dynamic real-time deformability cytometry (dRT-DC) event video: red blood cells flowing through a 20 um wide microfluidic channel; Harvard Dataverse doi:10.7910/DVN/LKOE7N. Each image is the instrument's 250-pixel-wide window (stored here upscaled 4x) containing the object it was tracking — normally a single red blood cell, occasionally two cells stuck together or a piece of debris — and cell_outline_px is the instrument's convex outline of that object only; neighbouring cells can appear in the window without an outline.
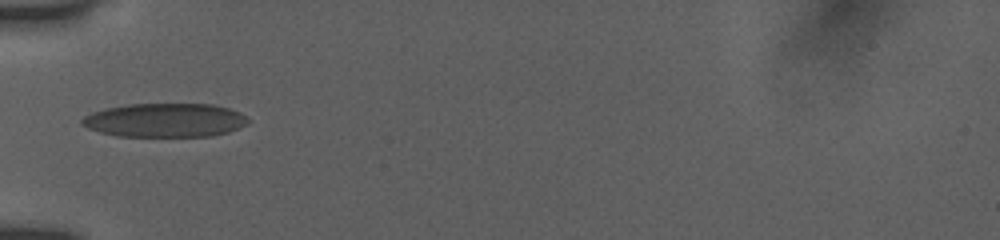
{"species": "human", "species_latin": "Homo sapiens", "temperature_condition": "room temperature", "stored_images_in_passage": 13, "camera_frame_rate_fps": 3000, "um_per_image_px": 0.085, "donor": {"sex": "female"}, "frame": {"image": 1, "passage_image": 1, "time_ms": 0.0, "image_size_px": [1000, 240], "cell_outline_px": [[248, 124], [228, 132], [212, 136], [116, 136], [100, 132], [88, 128], [80, 124], [80, 120], [84, 116], [92, 112], [104, 108], [128, 104], [212, 104], [228, 108], [244, 116], [248, 120]], "centroid_in_image_um": [13.97, 10.22], "position_along_channel_um": 71.0, "area_um2": 32.71}}
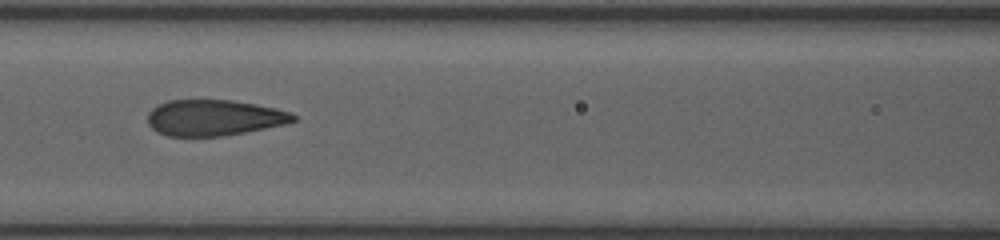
{"frame": {"image": 2, "passage_image": 7, "time_ms": 2.0, "image_size_px": [1000, 240], "cell_outline_px": [[296, 120], [284, 124], [224, 136], [168, 136], [156, 132], [148, 124], [148, 112], [156, 104], [168, 100], [232, 100], [256, 104], [276, 108], [288, 112], [296, 116]], "centroid_in_image_um": [18.14, 10.0], "position_along_channel_um": 148.5, "area_um2": 30.52}}
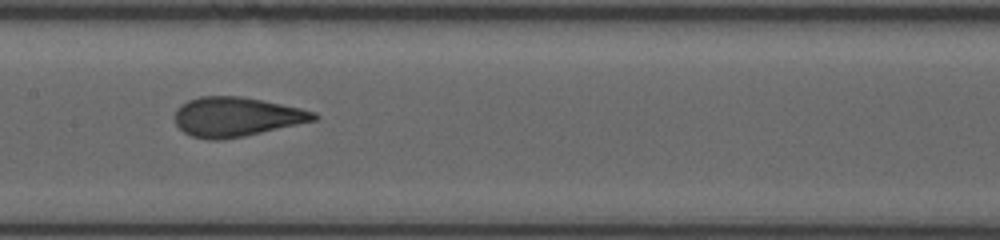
{"frame": {"image": 3, "passage_image": 12, "time_ms": 3.0, "image_size_px": [1000, 240], "cell_outline_px": [[320, 116], [316, 120], [244, 136], [220, 140], [208, 140], [192, 136], [184, 132], [176, 124], [176, 108], [180, 104], [188, 100], [200, 96], [240, 96], [300, 108], [316, 112]], "centroid_in_image_um": [20.08, 9.93], "position_along_channel_um": 187.3, "area_um2": 31.73}}